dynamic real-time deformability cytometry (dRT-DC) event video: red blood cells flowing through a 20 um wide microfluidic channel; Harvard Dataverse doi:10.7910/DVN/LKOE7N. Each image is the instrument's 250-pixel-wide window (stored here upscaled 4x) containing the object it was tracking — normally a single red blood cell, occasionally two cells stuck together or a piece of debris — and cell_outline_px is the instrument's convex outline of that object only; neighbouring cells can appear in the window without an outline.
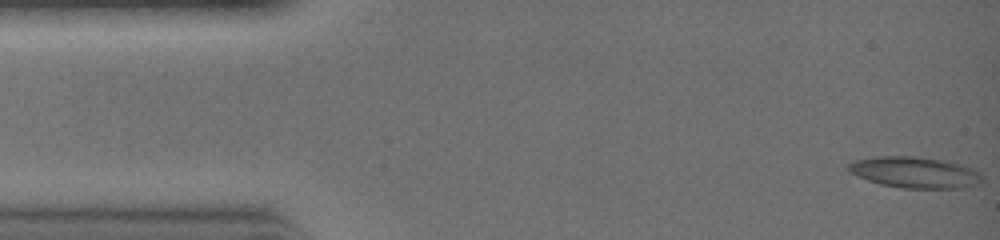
{"species": "common noctule bat (a hibernating species)", "species_latin": "Nyctalus noctula", "temperature_condition": "warm", "stored_images_in_passage": 23, "camera_frame_rate_fps": 3000, "um_per_image_px": 0.085, "animal": {"sex": "female", "body_mass_g": 19.0, "forearm_length_mm": 51.5}, "frame": {"image": 1, "passage_image": 1, "time_ms": 0.0, "image_size_px": [1000, 240], "cell_outline_px": [[980, 184], [964, 188], [900, 188], [880, 184], [856, 176], [848, 168], [848, 164], [856, 160], [876, 156], [916, 156], [948, 160], [964, 164], [972, 168], [980, 176]], "centroid_in_image_um": [77.78, 14.64], "position_along_channel_um": 7.2, "area_um2": 24.39}}
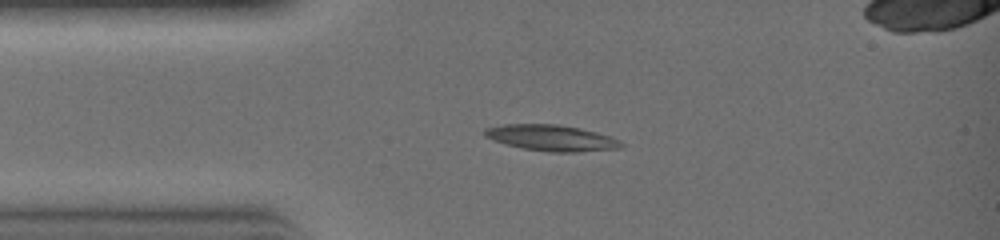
{"frame": {"image": 2, "passage_image": 7, "time_ms": 2.0, "image_size_px": [1000, 240], "cell_outline_px": [[624, 148], [576, 152], [548, 152], [524, 148], [504, 144], [492, 140], [484, 136], [484, 128], [504, 124], [556, 124], [580, 128], [612, 136], [620, 140], [624, 144]], "centroid_in_image_um": [46.89, 11.72], "position_along_channel_um": 38.1, "area_um2": 20.92}}
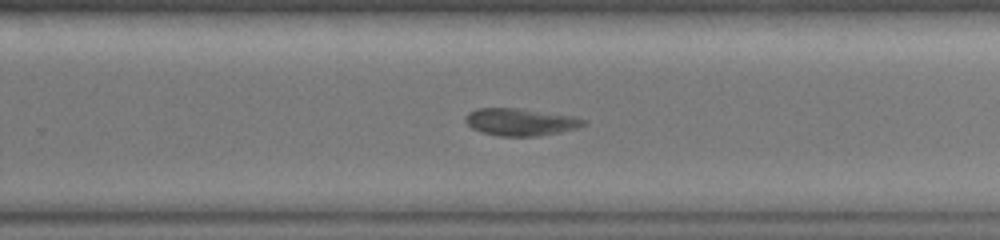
{"frame": {"image": 3, "passage_image": 20, "time_ms": 6.333, "image_size_px": [1000, 240], "cell_outline_px": [[588, 124], [576, 128], [560, 132], [536, 136], [500, 136], [480, 132], [472, 128], [464, 120], [464, 116], [468, 112], [476, 108], [516, 108], [576, 116], [588, 120]], "centroid_in_image_um": [44.25, 10.36], "position_along_channel_um": 285.5, "area_um2": 18.96}}